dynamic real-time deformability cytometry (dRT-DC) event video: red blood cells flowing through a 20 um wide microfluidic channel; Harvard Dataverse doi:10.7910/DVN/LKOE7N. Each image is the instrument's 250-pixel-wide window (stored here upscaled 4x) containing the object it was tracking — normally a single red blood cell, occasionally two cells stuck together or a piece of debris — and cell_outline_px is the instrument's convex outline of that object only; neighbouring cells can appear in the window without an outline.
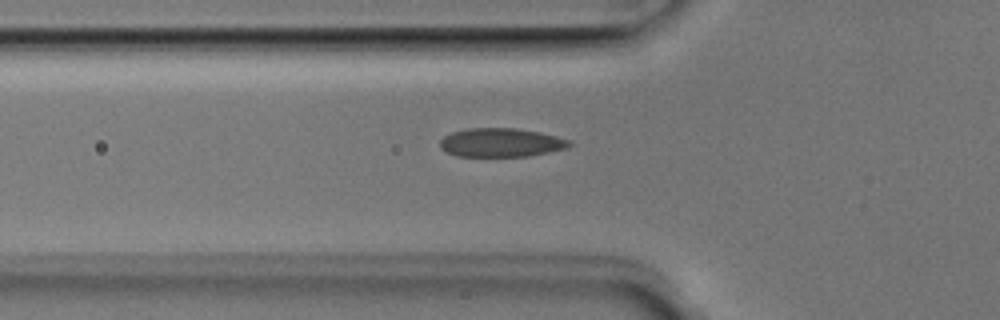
{"species": "Egyptian fruit bat (a non-hibernating species)", "species_latin": "Rousettus aegyptiacus", "temperature_condition": "room temperature", "stored_images_in_passage": 36, "camera_frame_rate_fps": 3000, "um_per_image_px": 0.085, "animal": {"sex": "male"}, "frame": {"image": 1, "passage_image": 3, "time_ms": 0.667, "image_size_px": [1000, 320], "cell_outline_px": [[572, 144], [564, 148], [548, 152], [528, 156], [456, 156], [440, 148], [440, 140], [444, 136], [452, 132], [468, 128], [516, 128], [540, 132], [572, 140]], "centroid_in_image_um": [42.58, 12.11], "position_along_channel_um": 83.2, "area_um2": 21.62}}
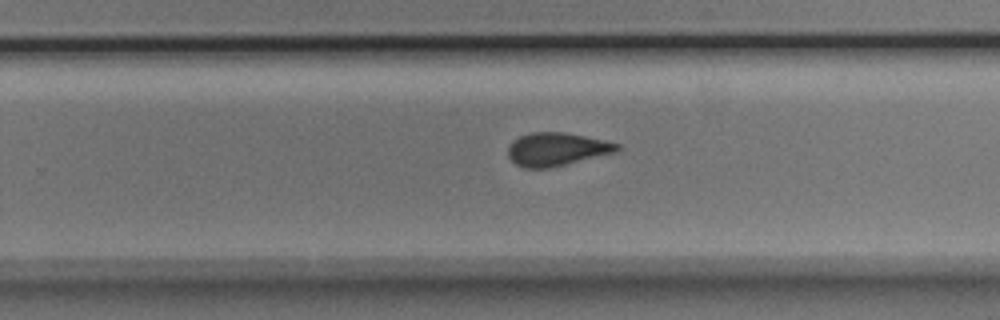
{"frame": {"image": 2, "passage_image": 18, "time_ms": 5.667, "image_size_px": [1000, 320], "cell_outline_px": [[620, 148], [616, 152], [548, 168], [524, 168], [516, 164], [508, 156], [508, 144], [512, 140], [520, 136], [532, 132], [564, 132], [604, 140], [620, 144]], "centroid_in_image_um": [47.29, 12.68], "position_along_channel_um": 282.5, "area_um2": 20.98}}
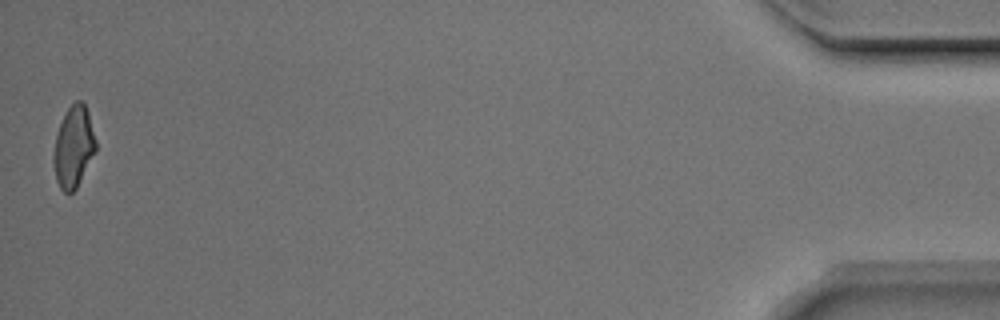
{"frame": {"image": 3, "passage_image": 36, "time_ms": 11.667, "image_size_px": [1000, 320], "cell_outline_px": [[96, 152], [76, 188], [72, 192], [64, 192], [60, 188], [56, 180], [52, 160], [52, 156], [56, 136], [60, 124], [68, 108], [76, 100], [80, 100], [84, 104], [88, 112], [96, 140]], "centroid_in_image_um": [6.25, 12.5], "position_along_channel_um": 429.0, "area_um2": 19.94}, "authors_computed_cell_mechanics": {"area_um2": 21.5016, "velocity_mm_per_s": 3.9819, "shape_relaxation_time_tau1_ms": 3.6913, "shape_relaxation_time_tau2_ms": 1.8295, "deformation_change_tau1": 0.1154, "deformation_change_tau2": 0.0703}}